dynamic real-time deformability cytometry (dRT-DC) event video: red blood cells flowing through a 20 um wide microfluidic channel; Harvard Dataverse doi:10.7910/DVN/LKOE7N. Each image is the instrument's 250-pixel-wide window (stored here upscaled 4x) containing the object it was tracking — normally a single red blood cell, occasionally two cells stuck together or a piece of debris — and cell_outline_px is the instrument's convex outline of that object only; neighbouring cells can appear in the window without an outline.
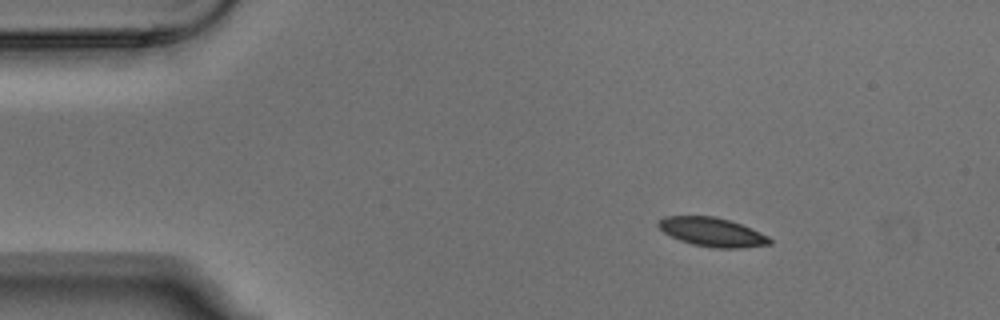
{"species": "Egyptian fruit bat (a non-hibernating species)", "species_latin": "Rousettus aegyptiacus", "temperature_condition": "warm", "stored_images_in_passage": 5, "camera_frame_rate_fps": 3000, "um_per_image_px": 0.085, "animal": {"sex": "male"}, "frame": {"image": 1, "passage_image": 2, "time_ms": 0.333, "image_size_px": [1000, 320], "cell_outline_px": [[772, 244], [740, 248], [716, 248], [692, 244], [680, 240], [664, 232], [656, 224], [664, 216], [712, 216], [728, 220], [752, 228], [768, 236], [772, 240]], "centroid_in_image_um": [60.55, 19.73], "position_along_channel_um": 24.4, "area_um2": 18.61}}
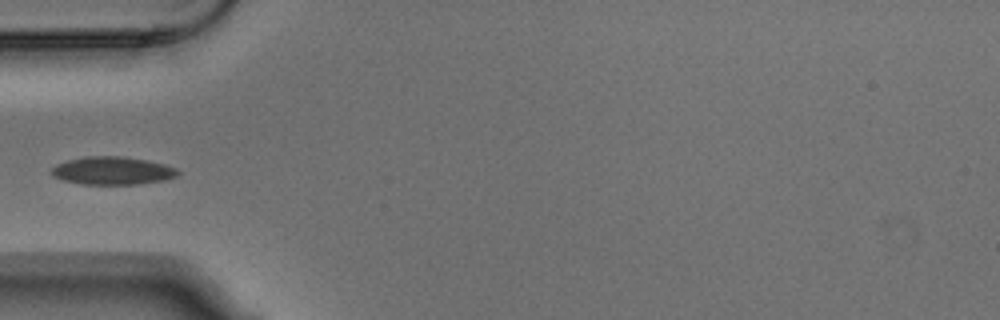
{"frame": {"image": 2, "passage_image": 5, "time_ms": 1.333, "image_size_px": [1000, 320], "cell_outline_px": [[180, 172], [176, 176], [164, 180], [140, 184], [80, 184], [64, 180], [52, 176], [52, 168], [56, 164], [68, 160], [84, 156], [124, 156], [164, 164], [176, 168]], "centroid_in_image_um": [9.55, 14.51], "position_along_channel_um": 75.5, "area_um2": 20.52}}